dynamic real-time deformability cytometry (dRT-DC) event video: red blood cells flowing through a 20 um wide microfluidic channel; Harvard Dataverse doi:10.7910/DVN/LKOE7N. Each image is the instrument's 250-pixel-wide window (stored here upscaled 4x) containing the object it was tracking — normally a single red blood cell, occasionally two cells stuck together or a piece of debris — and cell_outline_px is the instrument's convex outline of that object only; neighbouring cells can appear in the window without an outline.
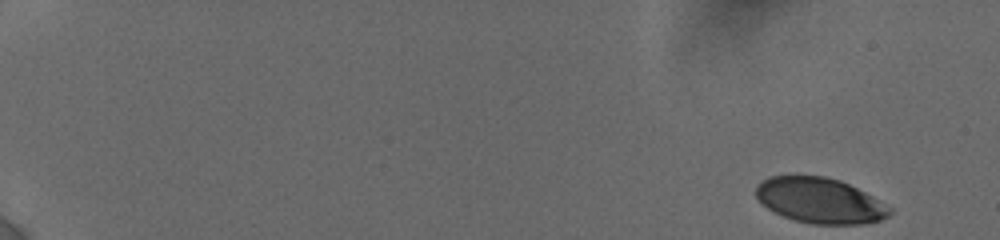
{"species": "human", "species_latin": "Homo sapiens", "temperature_condition": "cold", "stored_images_in_passage": 12, "camera_frame_rate_fps": 3000, "um_per_image_px": 0.085, "donor": {"sex": "female"}, "frame": {"image": 1, "passage_image": 1, "time_ms": 0.0, "image_size_px": [1000, 240], "cell_outline_px": [[892, 212], [888, 216], [880, 220], [864, 224], [812, 224], [792, 220], [772, 212], [760, 204], [756, 196], [756, 188], [768, 176], [824, 176], [840, 180], [872, 196], [892, 208]], "centroid_in_image_um": [69.67, 17.06], "position_along_channel_um": 15.3, "area_um2": 35.49}}
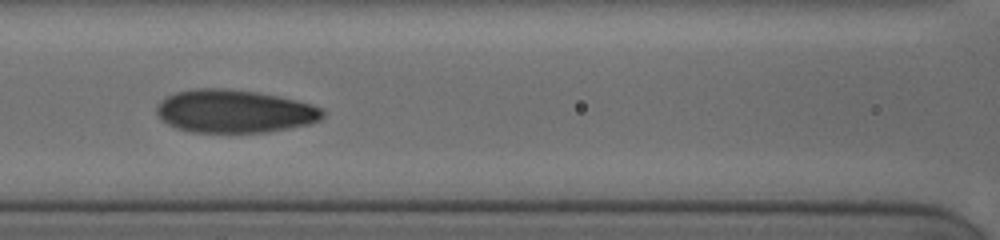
{"frame": {"image": 2, "passage_image": 9, "time_ms": 8.333, "image_size_px": [1000, 240], "cell_outline_px": [[324, 116], [320, 120], [308, 124], [268, 132], [192, 132], [176, 128], [160, 120], [156, 116], [156, 108], [160, 100], [176, 92], [196, 88], [224, 88], [256, 92], [296, 100], [312, 104], [320, 108], [324, 112]], "centroid_in_image_um": [19.88, 9.46], "position_along_channel_um": 146.7, "area_um2": 41.67}}
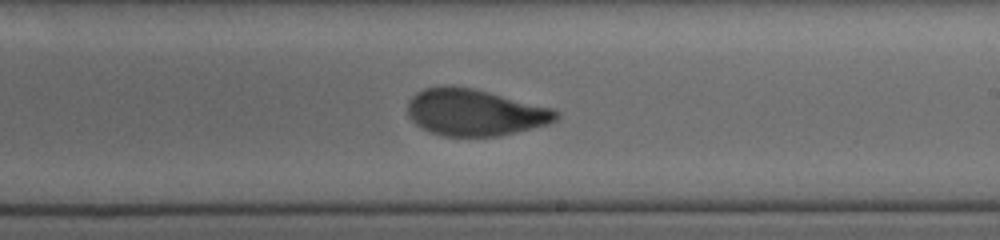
{"frame": {"image": 3, "passage_image": 12, "time_ms": 11.0, "image_size_px": [1000, 240], "cell_outline_px": [[560, 116], [556, 120], [548, 124], [500, 136], [444, 136], [432, 132], [416, 124], [408, 116], [408, 100], [416, 92], [424, 88], [444, 84], [452, 84], [472, 88], [552, 108], [560, 112]], "centroid_in_image_um": [40.34, 9.54], "position_along_channel_um": 248.7, "area_um2": 40.46}}